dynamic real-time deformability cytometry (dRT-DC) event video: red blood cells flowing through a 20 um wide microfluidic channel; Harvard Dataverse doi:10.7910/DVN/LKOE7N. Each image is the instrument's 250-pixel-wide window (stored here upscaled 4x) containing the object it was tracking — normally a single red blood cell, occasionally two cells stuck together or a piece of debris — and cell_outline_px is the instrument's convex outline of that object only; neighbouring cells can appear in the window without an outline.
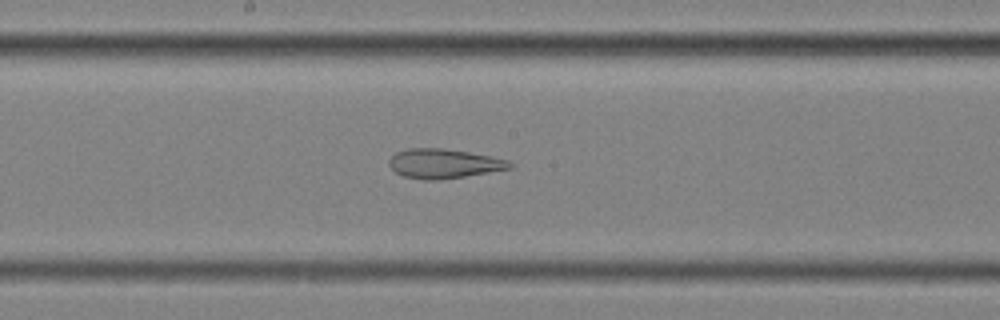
{"species": "common noctule bat (a hibernating species)", "species_latin": "Nyctalus noctula", "temperature_condition": "cold", "stored_images_in_passage": 57, "segment_of_instrument_passage": [2, 2], "camera_frame_rate_fps": 3000, "um_per_image_px": 0.085, "animal": {"sex": "female", "body_mass_g": 25.1}, "frame": {"image": 1, "passage_image": 31, "time_ms": 10.0, "image_size_px": [1000, 320], "cell_outline_px": [[516, 164], [512, 168], [464, 176], [436, 180], [424, 180], [404, 176], [396, 172], [388, 164], [388, 160], [396, 152], [408, 148], [444, 148], [468, 152], [508, 160]], "centroid_in_image_um": [37.72, 13.9], "position_along_channel_um": 210.5, "area_um2": 20.58}}
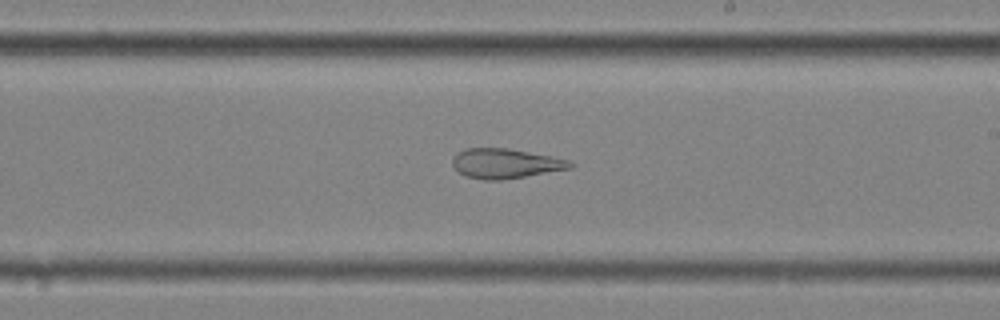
{"frame": {"image": 2, "passage_image": 34, "time_ms": 11.0, "image_size_px": [1000, 320], "cell_outline_px": [[576, 164], [572, 168], [500, 180], [484, 180], [464, 176], [452, 164], [452, 156], [464, 148], [508, 148], [568, 160]], "centroid_in_image_um": [42.92, 13.89], "position_along_channel_um": 246.1, "area_um2": 20.23}}
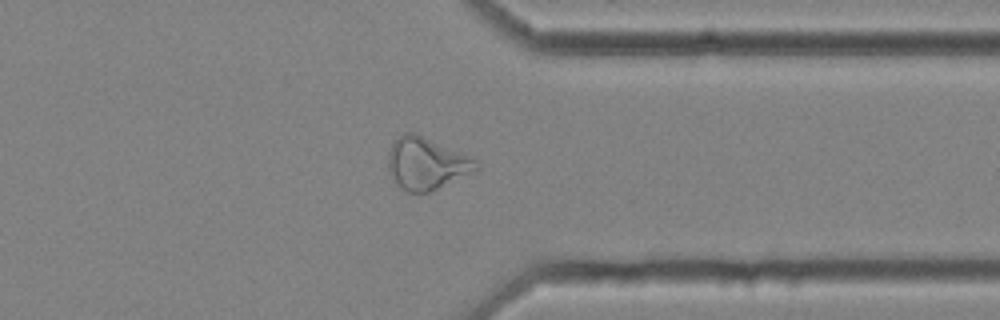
{"frame": {"image": 3, "passage_image": 45, "time_ms": 14.667, "image_size_px": [1000, 320], "cell_outline_px": [[480, 168], [476, 172], [428, 192], [408, 192], [400, 188], [396, 184], [388, 168], [388, 152], [392, 144], [404, 132], [416, 132], [472, 156], [480, 160]], "centroid_in_image_um": [36.31, 13.88], "position_along_channel_um": 375.1, "area_um2": 27.22}}